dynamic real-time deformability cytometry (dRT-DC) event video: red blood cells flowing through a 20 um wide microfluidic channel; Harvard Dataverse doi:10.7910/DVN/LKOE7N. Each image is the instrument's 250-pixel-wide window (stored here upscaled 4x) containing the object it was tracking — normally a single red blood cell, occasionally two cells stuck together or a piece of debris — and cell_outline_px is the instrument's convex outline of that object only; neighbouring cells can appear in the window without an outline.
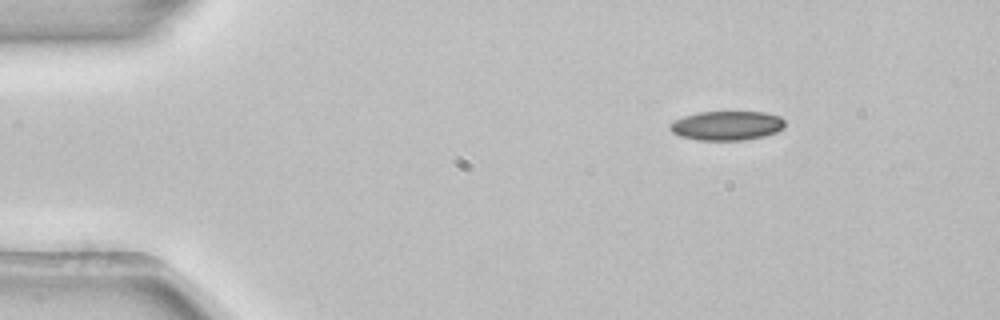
{"species": "common noctule bat (a hibernating species)", "species_latin": "Nyctalus noctula", "temperature_condition": "room temperature", "stored_images_in_passage": 3, "camera_frame_rate_fps": 3000, "um_per_image_px": 0.085, "animal": {"sex": "female", "body_mass_g": 22.7, "forearm_length_mm": 54.2}, "frame": {"image": 1, "passage_image": 1, "time_ms": 0.0, "image_size_px": [1000, 320], "cell_outline_px": [[784, 128], [776, 132], [764, 136], [744, 140], [696, 140], [680, 136], [672, 132], [668, 128], [668, 124], [684, 116], [700, 112], [764, 112], [780, 116], [784, 120]], "centroid_in_image_um": [61.77, 10.68], "position_along_channel_um": 23.2, "area_um2": 19.65}}
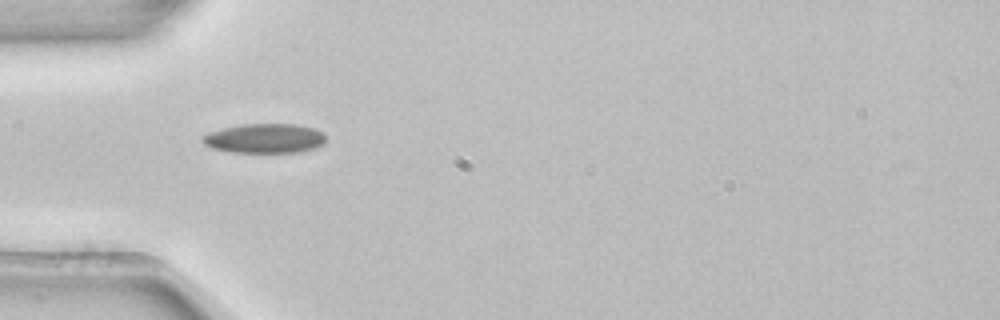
{"frame": {"image": 2, "passage_image": 3, "time_ms": 0.667, "image_size_px": [1000, 320], "cell_outline_px": [[324, 144], [316, 148], [300, 152], [232, 152], [212, 148], [204, 144], [200, 140], [200, 136], [208, 132], [224, 128], [244, 124], [296, 124], [316, 128], [324, 132]], "centroid_in_image_um": [22.5, 11.76], "position_along_channel_um": 62.5, "area_um2": 21.39}}